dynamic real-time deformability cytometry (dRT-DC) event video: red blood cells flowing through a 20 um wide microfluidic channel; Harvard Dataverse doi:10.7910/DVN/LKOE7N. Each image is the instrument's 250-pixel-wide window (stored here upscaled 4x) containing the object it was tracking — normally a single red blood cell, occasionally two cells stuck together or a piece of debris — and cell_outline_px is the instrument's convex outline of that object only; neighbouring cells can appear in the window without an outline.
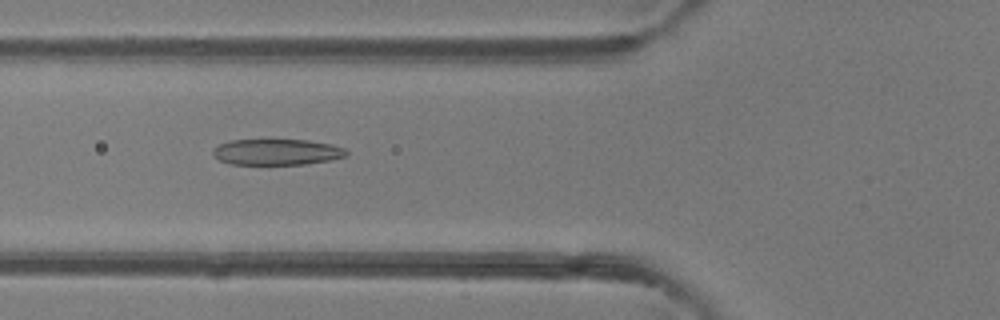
{"species": "common noctule bat (a hibernating species)", "species_latin": "Nyctalus noctula", "temperature_condition": "room temperature", "stored_images_in_passage": 41, "camera_frame_rate_fps": 3000, "um_per_image_px": 0.085, "animal": {"sex": "female"}, "frame": {"image": 1, "passage_image": 10, "time_ms": 3.0, "image_size_px": [1000, 320], "cell_outline_px": [[348, 156], [332, 160], [304, 164], [232, 164], [220, 160], [212, 152], [212, 148], [220, 144], [232, 140], [308, 140], [332, 144], [344, 148], [348, 152]], "centroid_in_image_um": [23.58, 12.92], "position_along_channel_um": 102.2, "area_um2": 20.17}}
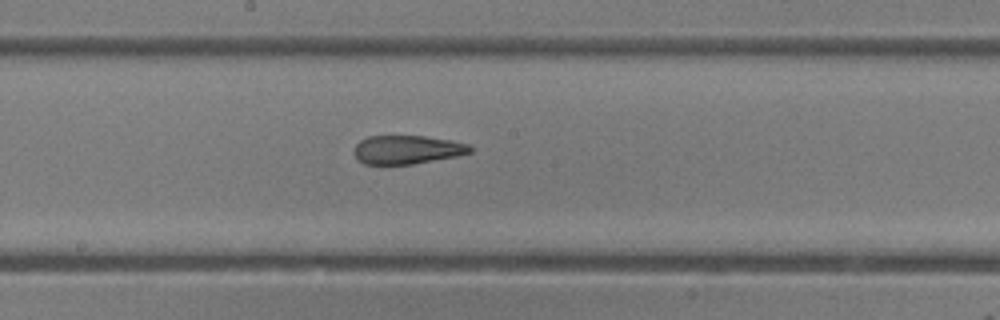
{"frame": {"image": 2, "passage_image": 18, "time_ms": 5.667, "image_size_px": [1000, 320], "cell_outline_px": [[476, 148], [472, 152], [460, 156], [412, 164], [364, 164], [356, 160], [352, 152], [356, 144], [360, 140], [368, 136], [424, 136], [452, 140], [468, 144]], "centroid_in_image_um": [34.62, 12.72], "position_along_channel_um": 213.6, "area_um2": 19.77}}
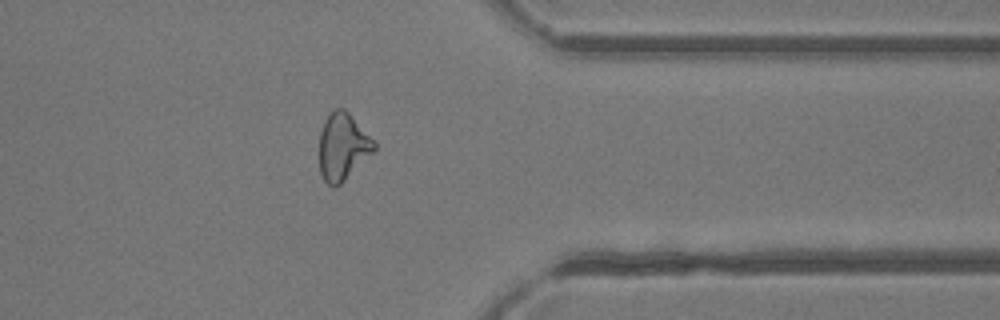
{"frame": {"image": 3, "passage_image": 31, "time_ms": 10.0, "image_size_px": [1000, 320], "cell_outline_px": [[376, 148], [336, 188], [332, 188], [324, 180], [320, 172], [320, 132], [324, 120], [332, 108], [344, 108], [348, 112], [376, 144]], "centroid_in_image_um": [29.09, 12.45], "position_along_channel_um": 382.3, "area_um2": 21.04}}